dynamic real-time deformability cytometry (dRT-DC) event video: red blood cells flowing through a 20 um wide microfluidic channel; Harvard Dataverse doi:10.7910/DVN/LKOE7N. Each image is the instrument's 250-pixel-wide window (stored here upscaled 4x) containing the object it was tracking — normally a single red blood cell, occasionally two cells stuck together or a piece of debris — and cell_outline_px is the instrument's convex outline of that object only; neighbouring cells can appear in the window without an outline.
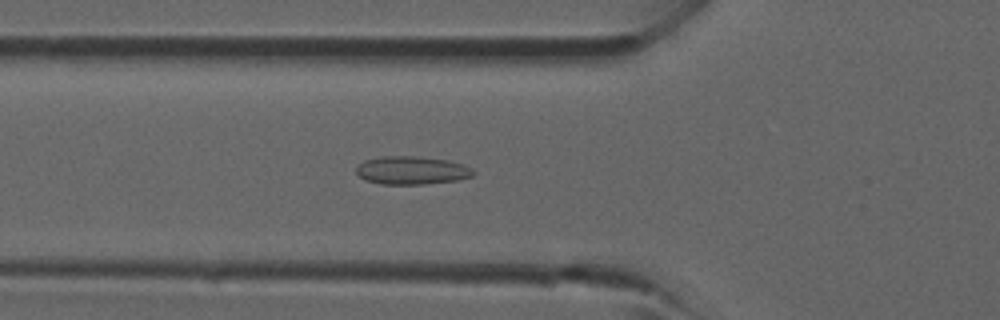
{"species": "common noctule bat (a hibernating species)", "species_latin": "Nyctalus noctula", "temperature_condition": "room temperature", "stored_images_in_passage": 37, "camera_frame_rate_fps": 3000, "um_per_image_px": 0.085, "animal": {"sex": "male", "forearm_length_mm": 52.5}, "frame": {"image": 1, "passage_image": 10, "time_ms": 3.0, "image_size_px": [1000, 320], "cell_outline_px": [[476, 172], [472, 176], [460, 180], [424, 184], [384, 184], [364, 180], [356, 172], [356, 168], [364, 160], [380, 156], [416, 156], [448, 160], [464, 164], [472, 168]], "centroid_in_image_um": [35.03, 14.48], "position_along_channel_um": 90.8, "area_um2": 19.36}}
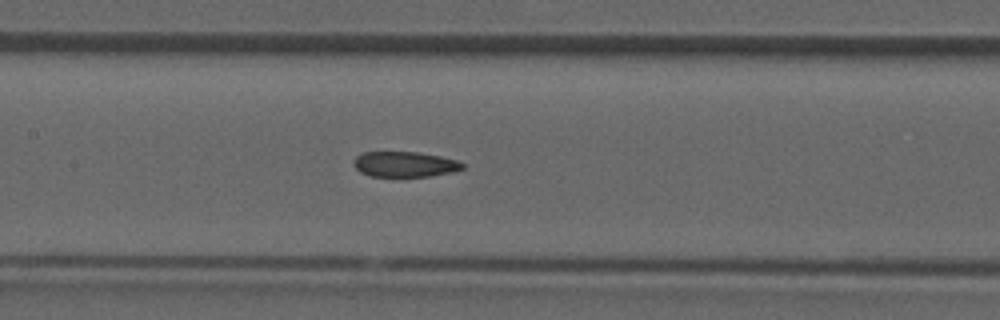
{"frame": {"image": 2, "passage_image": 15, "time_ms": 4.667, "image_size_px": [1000, 320], "cell_outline_px": [[464, 168], [452, 172], [428, 176], [372, 176], [360, 172], [352, 164], [356, 156], [364, 152], [416, 152], [440, 156], [460, 160], [464, 164]], "centroid_in_image_um": [34.42, 13.95], "position_along_channel_um": 173.0, "area_um2": 16.07}}
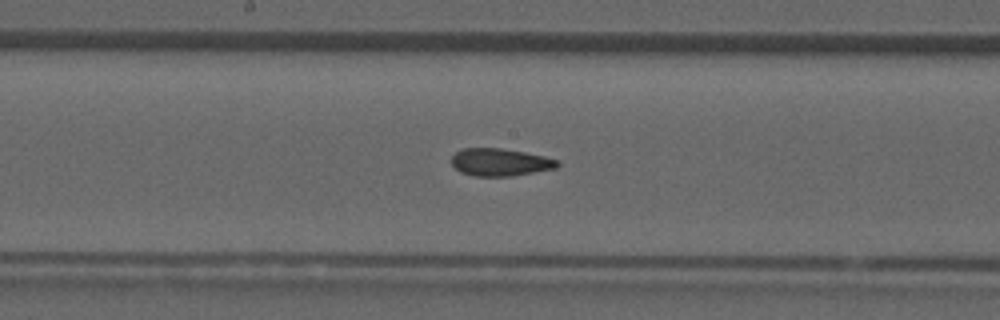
{"frame": {"image": 3, "passage_image": 17, "time_ms": 5.333, "image_size_px": [1000, 320], "cell_outline_px": [[560, 164], [556, 168], [512, 176], [472, 176], [460, 172], [448, 160], [456, 152], [464, 148], [500, 148], [524, 152], [544, 156], [560, 160]], "centroid_in_image_um": [42.5, 13.79], "position_along_channel_um": 205.7, "area_um2": 17.11}}